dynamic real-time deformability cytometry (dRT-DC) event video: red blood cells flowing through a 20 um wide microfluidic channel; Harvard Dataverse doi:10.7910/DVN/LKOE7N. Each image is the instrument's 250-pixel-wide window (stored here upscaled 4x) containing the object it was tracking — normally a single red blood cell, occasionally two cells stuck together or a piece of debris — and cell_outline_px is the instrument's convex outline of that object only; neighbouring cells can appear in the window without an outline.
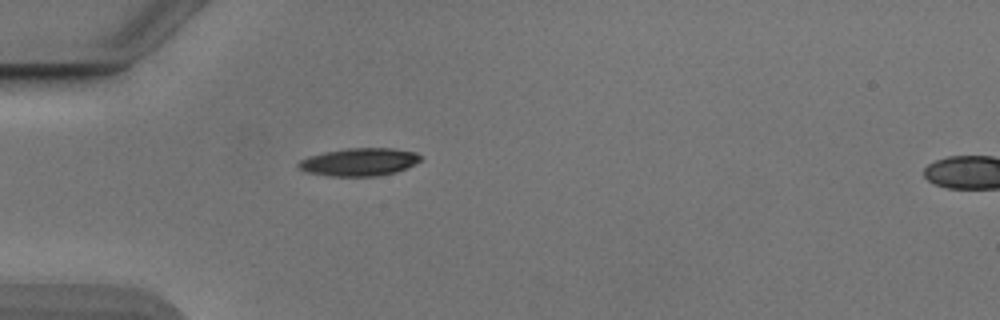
{"species": "Egyptian fruit bat (a non-hibernating species)", "species_latin": "Rousettus aegyptiacus", "temperature_condition": "cold", "stored_images_in_passage": 5, "camera_frame_rate_fps": 3000, "um_per_image_px": 0.085, "animal": {"sex": "male"}, "frame": {"image": 1, "passage_image": 1, "time_ms": 0.0, "image_size_px": [1000, 320], "cell_outline_px": [[420, 160], [416, 164], [408, 168], [396, 172], [376, 176], [328, 176], [304, 172], [296, 164], [300, 160], [308, 156], [324, 152], [348, 148], [392, 148], [416, 152], [420, 156]], "centroid_in_image_um": [30.52, 13.77], "position_along_channel_um": 54.5, "area_um2": 19.94}}